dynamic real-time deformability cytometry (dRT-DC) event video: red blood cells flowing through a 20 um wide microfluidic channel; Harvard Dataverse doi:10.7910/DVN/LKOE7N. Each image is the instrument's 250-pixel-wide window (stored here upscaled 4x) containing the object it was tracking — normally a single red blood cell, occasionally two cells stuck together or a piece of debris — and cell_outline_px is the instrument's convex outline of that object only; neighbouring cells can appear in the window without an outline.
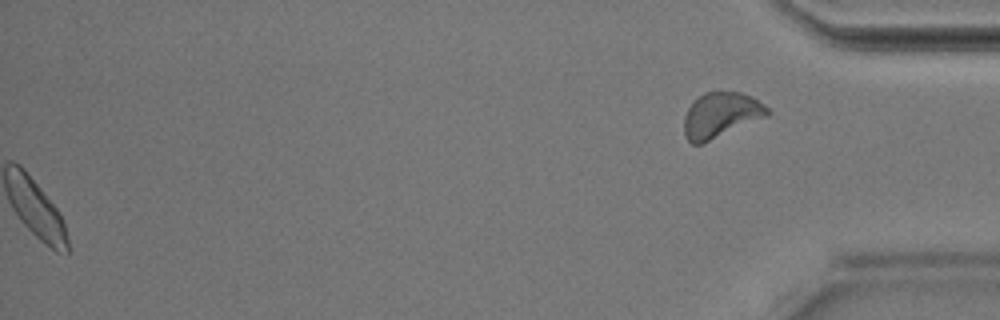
{"species": "Egyptian fruit bat (a non-hibernating species)", "species_latin": "Rousettus aegyptiacus", "temperature_condition": "room temperature", "stored_images_in_passage": 42, "segment_of_instrument_passage": [2, 2], "camera_frame_rate_fps": 3000, "um_per_image_px": 0.085, "animal": {"sex": "male"}, "frame": {"image": 1, "passage_image": 42, "time_ms": 13.667, "image_size_px": [1000, 320], "cell_outline_px": [[772, 112], [768, 116], [700, 144], [692, 144], [684, 136], [684, 116], [688, 108], [704, 92], [740, 92], [752, 96], [764, 104]], "centroid_in_image_um": [61.29, 9.77], "position_along_channel_um": 373.9, "area_um2": 21.79}}